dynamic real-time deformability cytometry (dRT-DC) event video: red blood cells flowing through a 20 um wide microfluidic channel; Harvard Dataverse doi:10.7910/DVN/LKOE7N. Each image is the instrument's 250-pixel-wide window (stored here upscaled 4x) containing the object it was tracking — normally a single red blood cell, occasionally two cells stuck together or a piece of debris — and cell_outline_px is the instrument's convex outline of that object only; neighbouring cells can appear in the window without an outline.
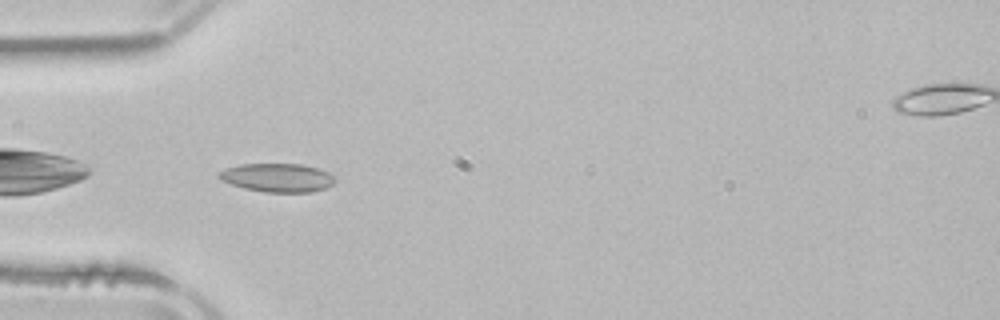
{"species": "common noctule bat (a hibernating species)", "species_latin": "Nyctalus noctula", "temperature_condition": "room temperature", "stored_images_in_passage": 5, "camera_frame_rate_fps": 3000, "um_per_image_px": 0.085, "animal": {"sex": "male", "body_mass_g": 21.5, "forearm_length_mm": 52.0}, "frame": {"image": 1, "passage_image": 4, "time_ms": 4.333, "image_size_px": [1000, 320], "cell_outline_px": [[336, 180], [332, 184], [324, 188], [312, 192], [264, 192], [244, 188], [220, 180], [216, 176], [216, 172], [224, 168], [240, 164], [304, 164], [328, 172], [336, 176]], "centroid_in_image_um": [23.54, 15.09], "position_along_channel_um": 61.5, "area_um2": 19.54}}
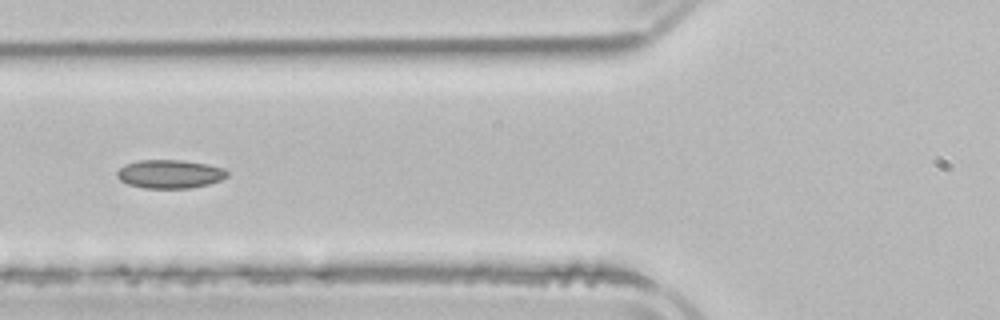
{"frame": {"image": 2, "passage_image": 5, "time_ms": 5.667, "image_size_px": [1000, 320], "cell_outline_px": [[228, 176], [220, 180], [208, 184], [188, 188], [144, 188], [128, 184], [120, 180], [116, 176], [116, 172], [124, 164], [140, 160], [184, 160], [208, 164], [224, 168], [228, 172]], "centroid_in_image_um": [14.43, 14.78], "position_along_channel_um": 111.4, "area_um2": 18.38}}